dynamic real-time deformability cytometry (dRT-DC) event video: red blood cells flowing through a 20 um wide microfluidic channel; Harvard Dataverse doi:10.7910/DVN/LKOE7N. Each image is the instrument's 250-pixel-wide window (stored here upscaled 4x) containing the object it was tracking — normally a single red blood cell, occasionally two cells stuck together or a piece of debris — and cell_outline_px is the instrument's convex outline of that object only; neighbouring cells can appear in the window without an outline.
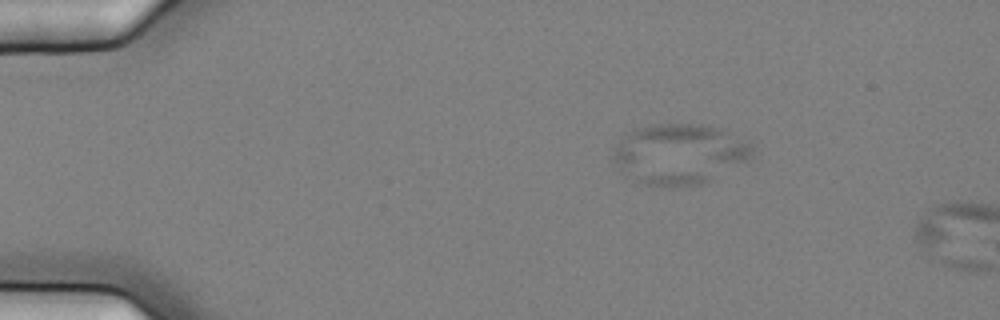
{"species": "common noctule bat (a hibernating species)", "species_latin": "Nyctalus noctula", "temperature_condition": "cold", "stored_images_in_passage": 7, "camera_frame_rate_fps": 3000, "um_per_image_px": 0.085, "animal": {"sex": "female", "body_mass_g": 25.1}, "frame": {"image": 1, "passage_image": 6, "time_ms": 1.667, "image_size_px": [1000, 320], "cell_outline_px": [[752, 156], [708, 180], [700, 184], [644, 184], [632, 180], [612, 160], [612, 152], [616, 144], [636, 128], [656, 124], [704, 124], [720, 128], [748, 140], [752, 144]], "centroid_in_image_um": [57.73, 13.04], "position_along_channel_um": 27.3, "area_um2": 47.8}}